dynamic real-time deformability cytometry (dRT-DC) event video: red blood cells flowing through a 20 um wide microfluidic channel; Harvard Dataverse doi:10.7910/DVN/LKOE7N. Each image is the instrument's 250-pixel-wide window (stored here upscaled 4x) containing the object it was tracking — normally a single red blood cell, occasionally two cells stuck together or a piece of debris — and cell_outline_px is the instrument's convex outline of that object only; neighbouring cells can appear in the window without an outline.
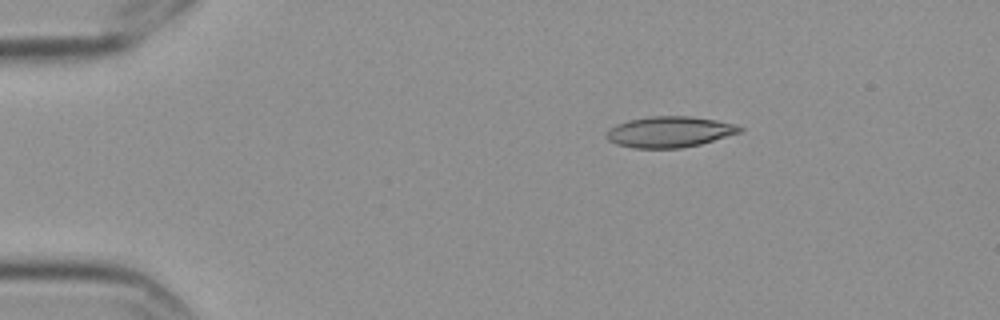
{"species": "Egyptian fruit bat (a non-hibernating species)", "species_latin": "Rousettus aegyptiacus", "temperature_condition": "cold", "stored_images_in_passage": 5, "camera_frame_rate_fps": 3000, "um_per_image_px": 0.085, "frame": {"image": 1, "passage_image": 3, "time_ms": 0.667, "image_size_px": [1000, 320], "cell_outline_px": [[744, 128], [740, 132], [700, 144], [680, 148], [632, 148], [616, 144], [608, 140], [604, 136], [616, 124], [628, 120], [652, 116], [692, 116], [716, 120], [736, 124]], "centroid_in_image_um": [56.9, 11.21], "position_along_channel_um": 28.1, "area_um2": 23.93}}